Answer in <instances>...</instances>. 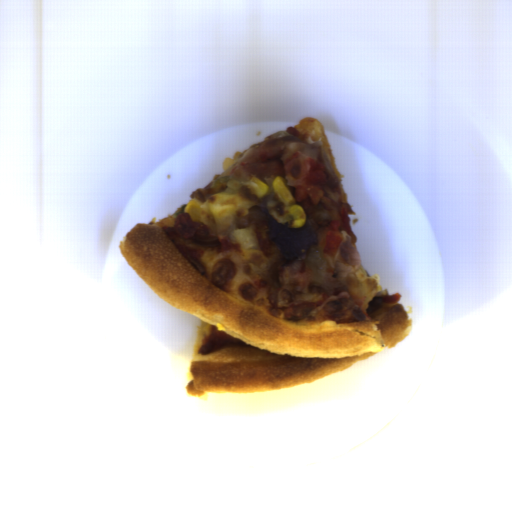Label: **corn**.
I'll return each mask as SVG.
<instances>
[{
  "instance_id": "obj_1",
  "label": "corn",
  "mask_w": 512,
  "mask_h": 512,
  "mask_svg": "<svg viewBox=\"0 0 512 512\" xmlns=\"http://www.w3.org/2000/svg\"><path fill=\"white\" fill-rule=\"evenodd\" d=\"M207 203L212 214L223 217L231 214L235 208L233 197L222 193L213 195Z\"/></svg>"
},
{
  "instance_id": "obj_5",
  "label": "corn",
  "mask_w": 512,
  "mask_h": 512,
  "mask_svg": "<svg viewBox=\"0 0 512 512\" xmlns=\"http://www.w3.org/2000/svg\"><path fill=\"white\" fill-rule=\"evenodd\" d=\"M250 180L256 184V187L250 185L248 187L257 197L262 198L269 191V186L257 177L253 176Z\"/></svg>"
},
{
  "instance_id": "obj_4",
  "label": "corn",
  "mask_w": 512,
  "mask_h": 512,
  "mask_svg": "<svg viewBox=\"0 0 512 512\" xmlns=\"http://www.w3.org/2000/svg\"><path fill=\"white\" fill-rule=\"evenodd\" d=\"M184 212L188 213L193 221L200 220L203 215L200 203L195 200H191L184 206Z\"/></svg>"
},
{
  "instance_id": "obj_2",
  "label": "corn",
  "mask_w": 512,
  "mask_h": 512,
  "mask_svg": "<svg viewBox=\"0 0 512 512\" xmlns=\"http://www.w3.org/2000/svg\"><path fill=\"white\" fill-rule=\"evenodd\" d=\"M272 187L281 201L290 203L294 199L291 190L286 185L285 177L276 176L272 182Z\"/></svg>"
},
{
  "instance_id": "obj_3",
  "label": "corn",
  "mask_w": 512,
  "mask_h": 512,
  "mask_svg": "<svg viewBox=\"0 0 512 512\" xmlns=\"http://www.w3.org/2000/svg\"><path fill=\"white\" fill-rule=\"evenodd\" d=\"M288 212L292 217L289 227L297 228V227H302L305 224L306 212H305L304 208L301 207L299 204H294V205L290 206Z\"/></svg>"
}]
</instances>
